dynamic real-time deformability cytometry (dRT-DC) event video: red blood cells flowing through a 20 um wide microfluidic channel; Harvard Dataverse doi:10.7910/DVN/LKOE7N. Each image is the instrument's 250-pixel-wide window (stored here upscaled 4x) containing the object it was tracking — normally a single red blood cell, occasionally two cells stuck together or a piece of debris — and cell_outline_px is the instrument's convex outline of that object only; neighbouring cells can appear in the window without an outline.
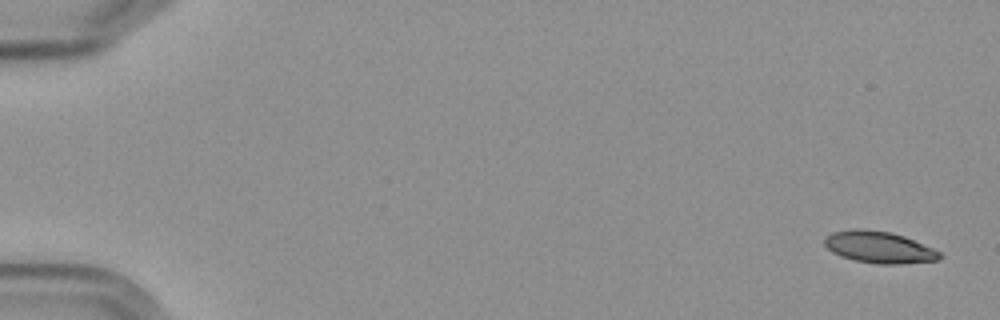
{"species": "Egyptian fruit bat (a non-hibernating species)", "species_latin": "Rousettus aegyptiacus", "temperature_condition": "cold", "stored_images_in_passage": 8, "camera_frame_rate_fps": 3000, "um_per_image_px": 0.085, "frame": {"image": 1, "passage_image": 1, "time_ms": 0.0, "image_size_px": [1000, 320], "cell_outline_px": [[944, 256], [936, 260], [900, 264], [880, 264], [856, 260], [840, 256], [832, 252], [824, 244], [824, 240], [832, 232], [852, 228], [864, 228], [892, 232], [904, 236], [932, 248], [940, 252]], "centroid_in_image_um": [74.71, 21.0], "position_along_channel_um": 10.3, "area_um2": 21.27}}
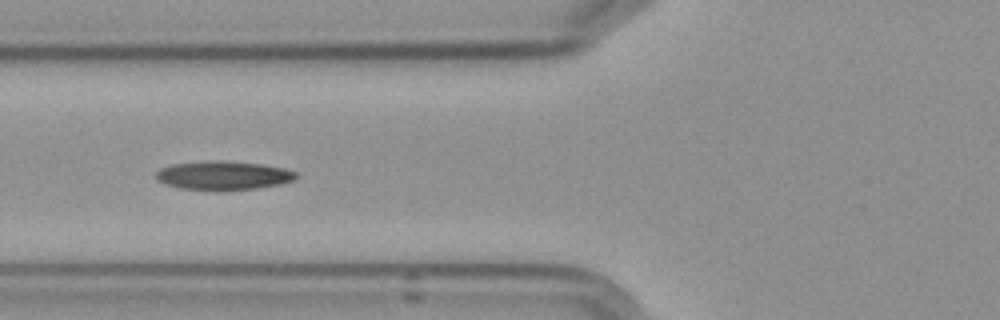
{"frame": {"image": 2, "passage_image": 7, "time_ms": 7.0, "image_size_px": [1000, 320], "cell_outline_px": [[296, 180], [280, 184], [256, 188], [224, 192], [216, 192], [180, 188], [156, 180], [156, 172], [160, 168], [172, 164], [220, 160], [260, 164], [284, 168], [296, 172]], "centroid_in_image_um": [18.98, 14.94], "position_along_channel_um": 106.8, "area_um2": 23.81}}
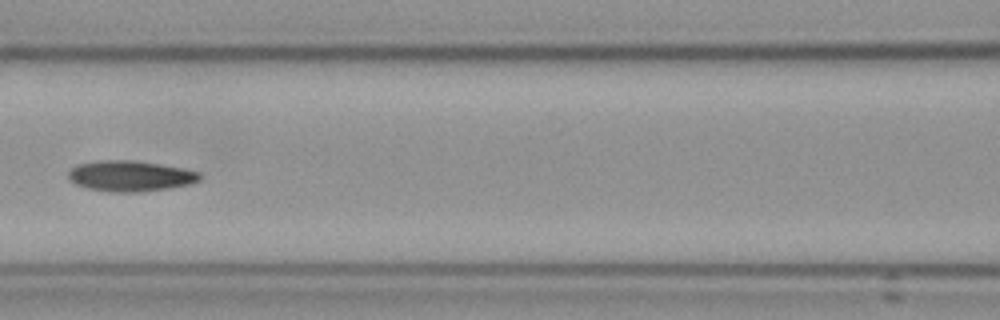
{"frame": {"image": 3, "passage_image": 8, "time_ms": 8.333, "image_size_px": [1000, 320], "cell_outline_px": [[200, 180], [188, 184], [168, 188], [140, 192], [108, 192], [88, 188], [76, 184], [68, 176], [68, 172], [76, 164], [100, 160], [136, 160], [180, 168], [200, 172]], "centroid_in_image_um": [11.04, 14.96], "position_along_channel_um": 155.6, "area_um2": 23.35}}